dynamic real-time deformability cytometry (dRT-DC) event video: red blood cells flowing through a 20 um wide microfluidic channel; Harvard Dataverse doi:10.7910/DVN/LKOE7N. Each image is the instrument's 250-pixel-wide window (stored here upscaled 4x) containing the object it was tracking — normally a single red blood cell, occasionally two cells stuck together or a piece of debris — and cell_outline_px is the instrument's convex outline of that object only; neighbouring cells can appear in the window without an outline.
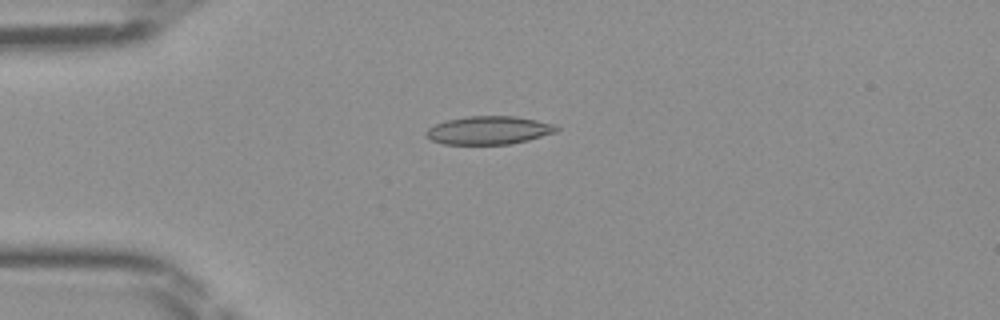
{"species": "Egyptian fruit bat (a non-hibernating species)", "species_latin": "Rousettus aegyptiacus", "temperature_condition": "room temperature", "stored_images_in_passage": 47, "camera_frame_rate_fps": 3000, "um_per_image_px": 0.085, "frame": {"image": 1, "passage_image": 12, "time_ms": 3.667, "image_size_px": [1000, 320], "cell_outline_px": [[560, 128], [556, 132], [528, 140], [508, 144], [444, 144], [432, 140], [424, 136], [424, 132], [428, 128], [436, 124], [448, 120], [468, 116], [516, 116], [556, 124]], "centroid_in_image_um": [41.56, 11.07], "position_along_channel_um": 43.4, "area_um2": 21.44}}
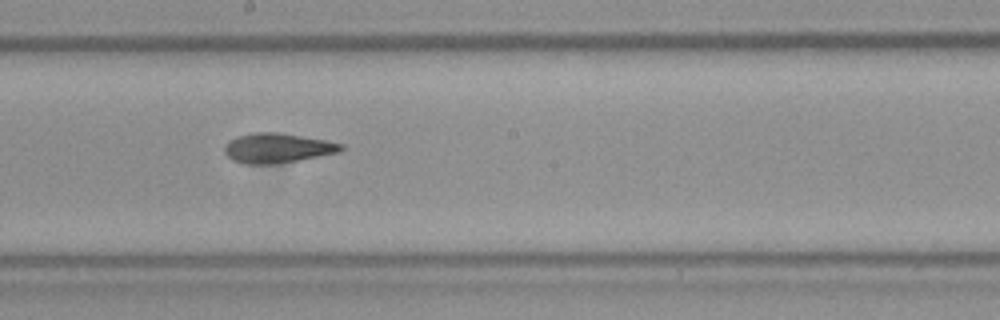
{"frame": {"image": 2, "passage_image": 26, "time_ms": 8.333, "image_size_px": [1000, 320], "cell_outline_px": [[344, 148], [340, 152], [296, 160], [272, 164], [244, 164], [232, 160], [224, 152], [224, 148], [228, 140], [236, 136], [252, 132], [284, 132], [344, 144]], "centroid_in_image_um": [23.55, 12.56], "position_along_channel_um": 224.7, "area_um2": 20.29}}
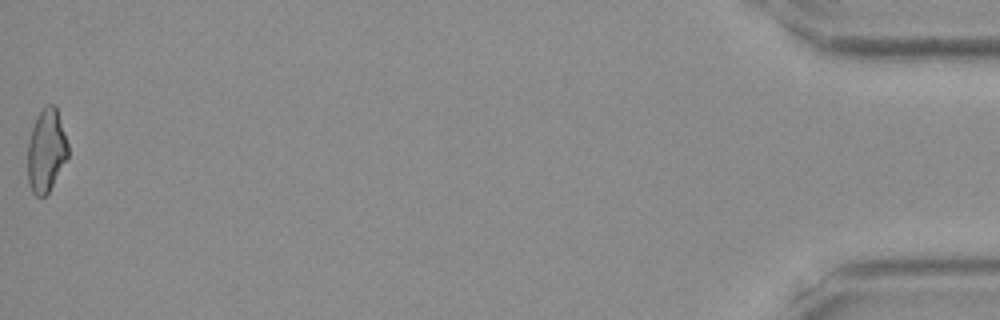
{"frame": {"image": 3, "passage_image": 47, "time_ms": 15.333, "image_size_px": [1000, 320], "cell_outline_px": [[68, 156], [48, 192], [44, 196], [36, 196], [32, 192], [28, 184], [28, 140], [36, 116], [48, 104], [56, 104], [68, 144]], "centroid_in_image_um": [3.92, 12.78], "position_along_channel_um": 431.3, "area_um2": 19.42}}